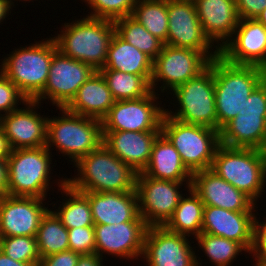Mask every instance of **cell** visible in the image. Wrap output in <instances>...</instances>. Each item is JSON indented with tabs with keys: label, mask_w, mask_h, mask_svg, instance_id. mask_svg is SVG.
Segmentation results:
<instances>
[{
	"label": "cell",
	"mask_w": 266,
	"mask_h": 266,
	"mask_svg": "<svg viewBox=\"0 0 266 266\" xmlns=\"http://www.w3.org/2000/svg\"><path fill=\"white\" fill-rule=\"evenodd\" d=\"M103 144L135 172H142L150 159L152 146L161 131H102Z\"/></svg>",
	"instance_id": "23"
},
{
	"label": "cell",
	"mask_w": 266,
	"mask_h": 266,
	"mask_svg": "<svg viewBox=\"0 0 266 266\" xmlns=\"http://www.w3.org/2000/svg\"><path fill=\"white\" fill-rule=\"evenodd\" d=\"M114 102L106 80L99 71H95L80 86L75 97L65 108L72 113L101 121L108 114Z\"/></svg>",
	"instance_id": "26"
},
{
	"label": "cell",
	"mask_w": 266,
	"mask_h": 266,
	"mask_svg": "<svg viewBox=\"0 0 266 266\" xmlns=\"http://www.w3.org/2000/svg\"><path fill=\"white\" fill-rule=\"evenodd\" d=\"M183 182L156 179L137 173L136 192L140 216L148 227L164 226L179 204Z\"/></svg>",
	"instance_id": "12"
},
{
	"label": "cell",
	"mask_w": 266,
	"mask_h": 266,
	"mask_svg": "<svg viewBox=\"0 0 266 266\" xmlns=\"http://www.w3.org/2000/svg\"><path fill=\"white\" fill-rule=\"evenodd\" d=\"M172 94L180 106L175 113L167 109L165 113L168 116L186 124L217 130L214 73L211 64L197 77L177 86Z\"/></svg>",
	"instance_id": "9"
},
{
	"label": "cell",
	"mask_w": 266,
	"mask_h": 266,
	"mask_svg": "<svg viewBox=\"0 0 266 266\" xmlns=\"http://www.w3.org/2000/svg\"><path fill=\"white\" fill-rule=\"evenodd\" d=\"M137 0H84L91 8L92 18L115 21L119 18L132 15Z\"/></svg>",
	"instance_id": "37"
},
{
	"label": "cell",
	"mask_w": 266,
	"mask_h": 266,
	"mask_svg": "<svg viewBox=\"0 0 266 266\" xmlns=\"http://www.w3.org/2000/svg\"><path fill=\"white\" fill-rule=\"evenodd\" d=\"M260 152H261V155L263 158L264 182L266 185V141L264 142V144L260 148Z\"/></svg>",
	"instance_id": "49"
},
{
	"label": "cell",
	"mask_w": 266,
	"mask_h": 266,
	"mask_svg": "<svg viewBox=\"0 0 266 266\" xmlns=\"http://www.w3.org/2000/svg\"><path fill=\"white\" fill-rule=\"evenodd\" d=\"M11 3L9 0H0V23L6 18L7 14L11 8Z\"/></svg>",
	"instance_id": "48"
},
{
	"label": "cell",
	"mask_w": 266,
	"mask_h": 266,
	"mask_svg": "<svg viewBox=\"0 0 266 266\" xmlns=\"http://www.w3.org/2000/svg\"><path fill=\"white\" fill-rule=\"evenodd\" d=\"M50 154L46 146L12 149L7 158V195L45 199L51 188Z\"/></svg>",
	"instance_id": "8"
},
{
	"label": "cell",
	"mask_w": 266,
	"mask_h": 266,
	"mask_svg": "<svg viewBox=\"0 0 266 266\" xmlns=\"http://www.w3.org/2000/svg\"><path fill=\"white\" fill-rule=\"evenodd\" d=\"M210 61L201 51L164 44L153 60L151 90L156 92L157 83L162 81L161 93L165 89L173 91L177 86L200 75L209 67Z\"/></svg>",
	"instance_id": "10"
},
{
	"label": "cell",
	"mask_w": 266,
	"mask_h": 266,
	"mask_svg": "<svg viewBox=\"0 0 266 266\" xmlns=\"http://www.w3.org/2000/svg\"><path fill=\"white\" fill-rule=\"evenodd\" d=\"M43 198L4 195L0 197V237H36L44 214L49 210Z\"/></svg>",
	"instance_id": "16"
},
{
	"label": "cell",
	"mask_w": 266,
	"mask_h": 266,
	"mask_svg": "<svg viewBox=\"0 0 266 266\" xmlns=\"http://www.w3.org/2000/svg\"><path fill=\"white\" fill-rule=\"evenodd\" d=\"M79 256V253L66 250L47 257H42L39 266H76Z\"/></svg>",
	"instance_id": "43"
},
{
	"label": "cell",
	"mask_w": 266,
	"mask_h": 266,
	"mask_svg": "<svg viewBox=\"0 0 266 266\" xmlns=\"http://www.w3.org/2000/svg\"><path fill=\"white\" fill-rule=\"evenodd\" d=\"M103 258L96 252L89 254H80L76 266H103Z\"/></svg>",
	"instance_id": "44"
},
{
	"label": "cell",
	"mask_w": 266,
	"mask_h": 266,
	"mask_svg": "<svg viewBox=\"0 0 266 266\" xmlns=\"http://www.w3.org/2000/svg\"><path fill=\"white\" fill-rule=\"evenodd\" d=\"M131 16L153 36L167 44V0H137Z\"/></svg>",
	"instance_id": "33"
},
{
	"label": "cell",
	"mask_w": 266,
	"mask_h": 266,
	"mask_svg": "<svg viewBox=\"0 0 266 266\" xmlns=\"http://www.w3.org/2000/svg\"><path fill=\"white\" fill-rule=\"evenodd\" d=\"M214 73L217 130L235 118L253 90L266 78L257 65L233 64L218 55L210 61Z\"/></svg>",
	"instance_id": "1"
},
{
	"label": "cell",
	"mask_w": 266,
	"mask_h": 266,
	"mask_svg": "<svg viewBox=\"0 0 266 266\" xmlns=\"http://www.w3.org/2000/svg\"><path fill=\"white\" fill-rule=\"evenodd\" d=\"M69 250L79 254L95 252L94 226L68 229Z\"/></svg>",
	"instance_id": "39"
},
{
	"label": "cell",
	"mask_w": 266,
	"mask_h": 266,
	"mask_svg": "<svg viewBox=\"0 0 266 266\" xmlns=\"http://www.w3.org/2000/svg\"><path fill=\"white\" fill-rule=\"evenodd\" d=\"M141 173L156 179L186 181L188 189L191 186L192 173L183 164L180 154L162 132L154 141L149 162Z\"/></svg>",
	"instance_id": "25"
},
{
	"label": "cell",
	"mask_w": 266,
	"mask_h": 266,
	"mask_svg": "<svg viewBox=\"0 0 266 266\" xmlns=\"http://www.w3.org/2000/svg\"><path fill=\"white\" fill-rule=\"evenodd\" d=\"M0 250L15 261L39 266L41 257L36 237H0Z\"/></svg>",
	"instance_id": "36"
},
{
	"label": "cell",
	"mask_w": 266,
	"mask_h": 266,
	"mask_svg": "<svg viewBox=\"0 0 266 266\" xmlns=\"http://www.w3.org/2000/svg\"><path fill=\"white\" fill-rule=\"evenodd\" d=\"M191 189L204 206H214L235 212H254L255 202L212 170L192 173Z\"/></svg>",
	"instance_id": "20"
},
{
	"label": "cell",
	"mask_w": 266,
	"mask_h": 266,
	"mask_svg": "<svg viewBox=\"0 0 266 266\" xmlns=\"http://www.w3.org/2000/svg\"><path fill=\"white\" fill-rule=\"evenodd\" d=\"M239 19H256L266 8V0H235Z\"/></svg>",
	"instance_id": "42"
},
{
	"label": "cell",
	"mask_w": 266,
	"mask_h": 266,
	"mask_svg": "<svg viewBox=\"0 0 266 266\" xmlns=\"http://www.w3.org/2000/svg\"><path fill=\"white\" fill-rule=\"evenodd\" d=\"M210 170L244 192L255 203L264 192L263 158L260 149L220 144Z\"/></svg>",
	"instance_id": "7"
},
{
	"label": "cell",
	"mask_w": 266,
	"mask_h": 266,
	"mask_svg": "<svg viewBox=\"0 0 266 266\" xmlns=\"http://www.w3.org/2000/svg\"><path fill=\"white\" fill-rule=\"evenodd\" d=\"M24 105L27 98L19 91L17 86L14 85L1 71H0V116L1 113L8 114L20 108L17 104Z\"/></svg>",
	"instance_id": "38"
},
{
	"label": "cell",
	"mask_w": 266,
	"mask_h": 266,
	"mask_svg": "<svg viewBox=\"0 0 266 266\" xmlns=\"http://www.w3.org/2000/svg\"><path fill=\"white\" fill-rule=\"evenodd\" d=\"M115 101L145 97L152 90V75H135L112 69H100Z\"/></svg>",
	"instance_id": "31"
},
{
	"label": "cell",
	"mask_w": 266,
	"mask_h": 266,
	"mask_svg": "<svg viewBox=\"0 0 266 266\" xmlns=\"http://www.w3.org/2000/svg\"><path fill=\"white\" fill-rule=\"evenodd\" d=\"M219 135L222 145L260 149L266 141V117L238 114L220 129Z\"/></svg>",
	"instance_id": "27"
},
{
	"label": "cell",
	"mask_w": 266,
	"mask_h": 266,
	"mask_svg": "<svg viewBox=\"0 0 266 266\" xmlns=\"http://www.w3.org/2000/svg\"><path fill=\"white\" fill-rule=\"evenodd\" d=\"M11 150L8 139L0 126V159H7Z\"/></svg>",
	"instance_id": "46"
},
{
	"label": "cell",
	"mask_w": 266,
	"mask_h": 266,
	"mask_svg": "<svg viewBox=\"0 0 266 266\" xmlns=\"http://www.w3.org/2000/svg\"><path fill=\"white\" fill-rule=\"evenodd\" d=\"M156 94L151 91L145 97L115 101L101 120L102 131H161L166 109L157 106Z\"/></svg>",
	"instance_id": "11"
},
{
	"label": "cell",
	"mask_w": 266,
	"mask_h": 266,
	"mask_svg": "<svg viewBox=\"0 0 266 266\" xmlns=\"http://www.w3.org/2000/svg\"><path fill=\"white\" fill-rule=\"evenodd\" d=\"M167 12L168 45L201 51L210 60L219 55V49L211 51L215 46L203 31L194 1L167 0Z\"/></svg>",
	"instance_id": "13"
},
{
	"label": "cell",
	"mask_w": 266,
	"mask_h": 266,
	"mask_svg": "<svg viewBox=\"0 0 266 266\" xmlns=\"http://www.w3.org/2000/svg\"><path fill=\"white\" fill-rule=\"evenodd\" d=\"M256 20L266 27V8L257 16Z\"/></svg>",
	"instance_id": "50"
},
{
	"label": "cell",
	"mask_w": 266,
	"mask_h": 266,
	"mask_svg": "<svg viewBox=\"0 0 266 266\" xmlns=\"http://www.w3.org/2000/svg\"><path fill=\"white\" fill-rule=\"evenodd\" d=\"M256 262V264H254L255 266H266V259L264 258H255L254 259Z\"/></svg>",
	"instance_id": "51"
},
{
	"label": "cell",
	"mask_w": 266,
	"mask_h": 266,
	"mask_svg": "<svg viewBox=\"0 0 266 266\" xmlns=\"http://www.w3.org/2000/svg\"><path fill=\"white\" fill-rule=\"evenodd\" d=\"M241 116L266 117V78L253 90L246 100Z\"/></svg>",
	"instance_id": "40"
},
{
	"label": "cell",
	"mask_w": 266,
	"mask_h": 266,
	"mask_svg": "<svg viewBox=\"0 0 266 266\" xmlns=\"http://www.w3.org/2000/svg\"><path fill=\"white\" fill-rule=\"evenodd\" d=\"M186 235L164 226L147 228L142 258L149 266H200Z\"/></svg>",
	"instance_id": "15"
},
{
	"label": "cell",
	"mask_w": 266,
	"mask_h": 266,
	"mask_svg": "<svg viewBox=\"0 0 266 266\" xmlns=\"http://www.w3.org/2000/svg\"><path fill=\"white\" fill-rule=\"evenodd\" d=\"M89 200L94 225L144 221L136 189L129 192H82Z\"/></svg>",
	"instance_id": "21"
},
{
	"label": "cell",
	"mask_w": 266,
	"mask_h": 266,
	"mask_svg": "<svg viewBox=\"0 0 266 266\" xmlns=\"http://www.w3.org/2000/svg\"><path fill=\"white\" fill-rule=\"evenodd\" d=\"M40 257L69 250L68 229L56 214L49 209L43 216L36 234Z\"/></svg>",
	"instance_id": "32"
},
{
	"label": "cell",
	"mask_w": 266,
	"mask_h": 266,
	"mask_svg": "<svg viewBox=\"0 0 266 266\" xmlns=\"http://www.w3.org/2000/svg\"><path fill=\"white\" fill-rule=\"evenodd\" d=\"M0 266H36V265L15 261L0 250Z\"/></svg>",
	"instance_id": "47"
},
{
	"label": "cell",
	"mask_w": 266,
	"mask_h": 266,
	"mask_svg": "<svg viewBox=\"0 0 266 266\" xmlns=\"http://www.w3.org/2000/svg\"><path fill=\"white\" fill-rule=\"evenodd\" d=\"M8 167L7 159H0V197L7 194Z\"/></svg>",
	"instance_id": "45"
},
{
	"label": "cell",
	"mask_w": 266,
	"mask_h": 266,
	"mask_svg": "<svg viewBox=\"0 0 266 266\" xmlns=\"http://www.w3.org/2000/svg\"><path fill=\"white\" fill-rule=\"evenodd\" d=\"M102 69L135 75H152L153 60L115 32L109 43L107 59Z\"/></svg>",
	"instance_id": "28"
},
{
	"label": "cell",
	"mask_w": 266,
	"mask_h": 266,
	"mask_svg": "<svg viewBox=\"0 0 266 266\" xmlns=\"http://www.w3.org/2000/svg\"><path fill=\"white\" fill-rule=\"evenodd\" d=\"M20 47L4 58L0 71L27 98L34 100L44 89L50 64L58 50L54 38Z\"/></svg>",
	"instance_id": "4"
},
{
	"label": "cell",
	"mask_w": 266,
	"mask_h": 266,
	"mask_svg": "<svg viewBox=\"0 0 266 266\" xmlns=\"http://www.w3.org/2000/svg\"><path fill=\"white\" fill-rule=\"evenodd\" d=\"M254 212H235L204 206L202 233L221 236L240 243L249 252L252 245Z\"/></svg>",
	"instance_id": "22"
},
{
	"label": "cell",
	"mask_w": 266,
	"mask_h": 266,
	"mask_svg": "<svg viewBox=\"0 0 266 266\" xmlns=\"http://www.w3.org/2000/svg\"><path fill=\"white\" fill-rule=\"evenodd\" d=\"M161 132L173 144L183 164L191 173L210 169L220 145L218 130L186 124L165 113L161 122Z\"/></svg>",
	"instance_id": "6"
},
{
	"label": "cell",
	"mask_w": 266,
	"mask_h": 266,
	"mask_svg": "<svg viewBox=\"0 0 266 266\" xmlns=\"http://www.w3.org/2000/svg\"><path fill=\"white\" fill-rule=\"evenodd\" d=\"M25 108L0 116V126L11 149L39 148L46 146L47 120L34 109L39 102L27 100Z\"/></svg>",
	"instance_id": "18"
},
{
	"label": "cell",
	"mask_w": 266,
	"mask_h": 266,
	"mask_svg": "<svg viewBox=\"0 0 266 266\" xmlns=\"http://www.w3.org/2000/svg\"><path fill=\"white\" fill-rule=\"evenodd\" d=\"M114 33V21L86 16L75 22L65 23L63 31L53 38L63 55L99 71L104 68Z\"/></svg>",
	"instance_id": "3"
},
{
	"label": "cell",
	"mask_w": 266,
	"mask_h": 266,
	"mask_svg": "<svg viewBox=\"0 0 266 266\" xmlns=\"http://www.w3.org/2000/svg\"><path fill=\"white\" fill-rule=\"evenodd\" d=\"M187 192L189 196L181 197L164 227L174 233L197 237L202 233L204 204L191 187Z\"/></svg>",
	"instance_id": "29"
},
{
	"label": "cell",
	"mask_w": 266,
	"mask_h": 266,
	"mask_svg": "<svg viewBox=\"0 0 266 266\" xmlns=\"http://www.w3.org/2000/svg\"><path fill=\"white\" fill-rule=\"evenodd\" d=\"M9 1H10L11 5L14 4V2H13L14 0H13V1H12V0H9ZM17 1H18V0H17ZM19 1H20V0H19ZM21 1H22V0H21ZM23 1H29V2H30L31 0H23Z\"/></svg>",
	"instance_id": "52"
},
{
	"label": "cell",
	"mask_w": 266,
	"mask_h": 266,
	"mask_svg": "<svg viewBox=\"0 0 266 266\" xmlns=\"http://www.w3.org/2000/svg\"><path fill=\"white\" fill-rule=\"evenodd\" d=\"M195 238L200 249L202 248L210 262H213L216 266L231 265L239 253L242 251L248 253L240 243L221 236L201 233Z\"/></svg>",
	"instance_id": "35"
},
{
	"label": "cell",
	"mask_w": 266,
	"mask_h": 266,
	"mask_svg": "<svg viewBox=\"0 0 266 266\" xmlns=\"http://www.w3.org/2000/svg\"><path fill=\"white\" fill-rule=\"evenodd\" d=\"M94 72L90 65L67 57L57 50L50 64L47 83L34 101L41 104V100L47 98L58 108H65L75 97L80 86Z\"/></svg>",
	"instance_id": "14"
},
{
	"label": "cell",
	"mask_w": 266,
	"mask_h": 266,
	"mask_svg": "<svg viewBox=\"0 0 266 266\" xmlns=\"http://www.w3.org/2000/svg\"><path fill=\"white\" fill-rule=\"evenodd\" d=\"M193 1L205 35L213 45L217 42L216 49H220L231 39L239 22L235 0Z\"/></svg>",
	"instance_id": "24"
},
{
	"label": "cell",
	"mask_w": 266,
	"mask_h": 266,
	"mask_svg": "<svg viewBox=\"0 0 266 266\" xmlns=\"http://www.w3.org/2000/svg\"><path fill=\"white\" fill-rule=\"evenodd\" d=\"M59 181L57 183L62 190L61 194L65 193L66 197H70L65 200V203H62L63 205L59 206L57 211H53L63 226L66 229L94 226L88 198L82 192L70 187L66 183V178Z\"/></svg>",
	"instance_id": "30"
},
{
	"label": "cell",
	"mask_w": 266,
	"mask_h": 266,
	"mask_svg": "<svg viewBox=\"0 0 266 266\" xmlns=\"http://www.w3.org/2000/svg\"><path fill=\"white\" fill-rule=\"evenodd\" d=\"M78 177L66 183L79 192H129L136 186L135 172L112 154L104 144L80 158L75 164Z\"/></svg>",
	"instance_id": "2"
},
{
	"label": "cell",
	"mask_w": 266,
	"mask_h": 266,
	"mask_svg": "<svg viewBox=\"0 0 266 266\" xmlns=\"http://www.w3.org/2000/svg\"><path fill=\"white\" fill-rule=\"evenodd\" d=\"M233 34L219 49V55L233 64L266 69V27L256 19H239Z\"/></svg>",
	"instance_id": "19"
},
{
	"label": "cell",
	"mask_w": 266,
	"mask_h": 266,
	"mask_svg": "<svg viewBox=\"0 0 266 266\" xmlns=\"http://www.w3.org/2000/svg\"><path fill=\"white\" fill-rule=\"evenodd\" d=\"M62 116L48 118L46 147L54 145L75 164L80 158L98 149L103 144L100 120L58 108ZM52 145V146H51Z\"/></svg>",
	"instance_id": "5"
},
{
	"label": "cell",
	"mask_w": 266,
	"mask_h": 266,
	"mask_svg": "<svg viewBox=\"0 0 266 266\" xmlns=\"http://www.w3.org/2000/svg\"><path fill=\"white\" fill-rule=\"evenodd\" d=\"M248 253L253 254L255 258L266 259V222L261 223L256 218L253 226L252 245Z\"/></svg>",
	"instance_id": "41"
},
{
	"label": "cell",
	"mask_w": 266,
	"mask_h": 266,
	"mask_svg": "<svg viewBox=\"0 0 266 266\" xmlns=\"http://www.w3.org/2000/svg\"><path fill=\"white\" fill-rule=\"evenodd\" d=\"M115 32L126 42L130 43L154 60L162 50L164 43L153 36L131 15L114 21Z\"/></svg>",
	"instance_id": "34"
},
{
	"label": "cell",
	"mask_w": 266,
	"mask_h": 266,
	"mask_svg": "<svg viewBox=\"0 0 266 266\" xmlns=\"http://www.w3.org/2000/svg\"><path fill=\"white\" fill-rule=\"evenodd\" d=\"M147 228L145 221L94 225L95 252L101 257L107 253L127 260L138 259L143 255Z\"/></svg>",
	"instance_id": "17"
}]
</instances>
